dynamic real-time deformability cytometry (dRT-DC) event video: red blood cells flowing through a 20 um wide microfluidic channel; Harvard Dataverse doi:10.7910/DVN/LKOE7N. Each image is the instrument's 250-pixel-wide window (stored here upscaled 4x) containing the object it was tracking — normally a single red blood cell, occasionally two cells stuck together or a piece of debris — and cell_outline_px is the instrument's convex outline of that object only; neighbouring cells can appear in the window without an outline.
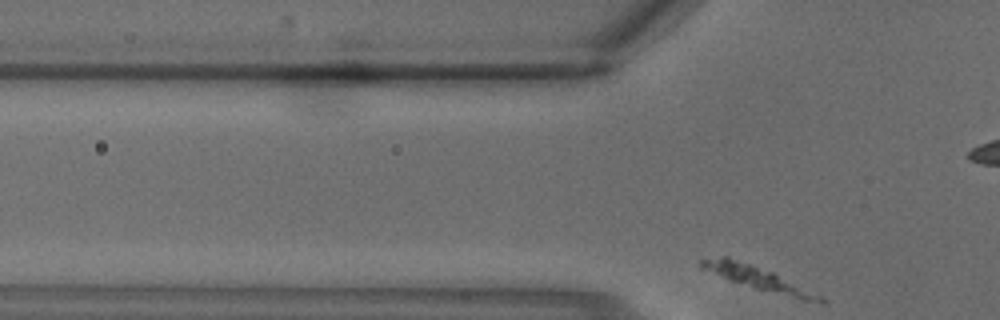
{"species": "common noctule bat (a hibernating species)", "species_latin": "Nyctalus noctula", "temperature_condition": "warm", "stored_images_in_passage": 2, "camera_frame_rate_fps": 3000, "um_per_image_px": 0.085, "animal": {"sex": "male", "body_mass_g": 18.8}, "frame": {"image": 1, "passage_image": 2, "time_ms": 0.333, "image_size_px": [1000, 320], "cell_outline_px": [[828, 300], [824, 304], [800, 300], [756, 288], [728, 280], [700, 268], [700, 260], [724, 256], [728, 256], [772, 272], [824, 296]], "centroid_in_image_um": [64.5, 23.68], "position_along_channel_um": 61.3, "area_um2": 16.07}}